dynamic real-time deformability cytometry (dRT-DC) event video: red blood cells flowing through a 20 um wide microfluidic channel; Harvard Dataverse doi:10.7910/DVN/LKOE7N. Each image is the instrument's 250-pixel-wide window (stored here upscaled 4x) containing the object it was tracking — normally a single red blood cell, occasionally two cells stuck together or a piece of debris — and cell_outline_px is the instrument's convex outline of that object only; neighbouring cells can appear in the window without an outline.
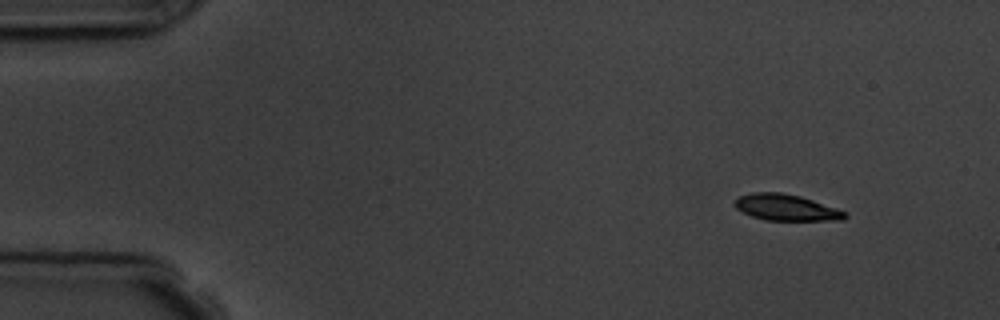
{"species": "common noctule bat (a hibernating species)", "species_latin": "Nyctalus noctula", "temperature_condition": "room temperature", "stored_images_in_passage": 4, "camera_frame_rate_fps": 3000, "um_per_image_px": 0.085, "animal": {"sex": "male", "body_mass_g": 19.5, "forearm_length_mm": 54.6}, "frame": {"image": 1, "passage_image": 1, "time_ms": 0.0, "image_size_px": [1000, 320], "cell_outline_px": [[848, 216], [844, 220], [764, 220], [752, 216], [736, 208], [732, 204], [736, 196], [752, 192], [780, 192], [800, 196], [848, 212]], "centroid_in_image_um": [66.79, 17.63], "position_along_channel_um": 18.2, "area_um2": 16.99}}
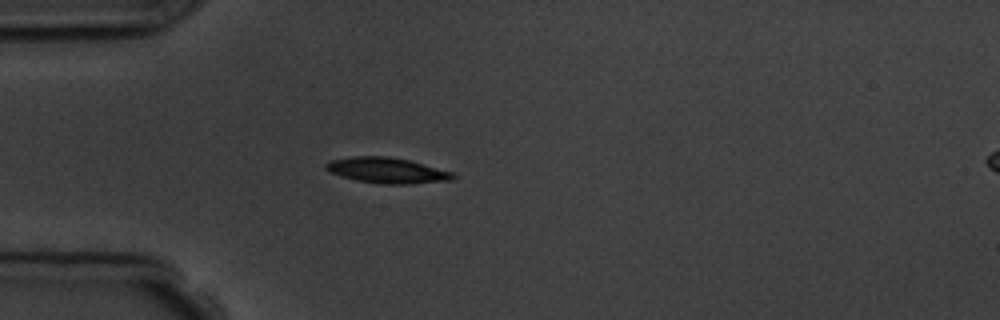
{"frame": {"image": 2, "passage_image": 4, "time_ms": 3.333, "image_size_px": [1000, 320], "cell_outline_px": [[456, 176], [452, 180], [412, 184], [380, 184], [356, 180], [332, 172], [324, 168], [324, 164], [328, 160], [352, 156], [388, 156], [408, 160], [452, 172]], "centroid_in_image_um": [32.87, 14.48], "position_along_channel_um": 52.1, "area_um2": 18.9}}